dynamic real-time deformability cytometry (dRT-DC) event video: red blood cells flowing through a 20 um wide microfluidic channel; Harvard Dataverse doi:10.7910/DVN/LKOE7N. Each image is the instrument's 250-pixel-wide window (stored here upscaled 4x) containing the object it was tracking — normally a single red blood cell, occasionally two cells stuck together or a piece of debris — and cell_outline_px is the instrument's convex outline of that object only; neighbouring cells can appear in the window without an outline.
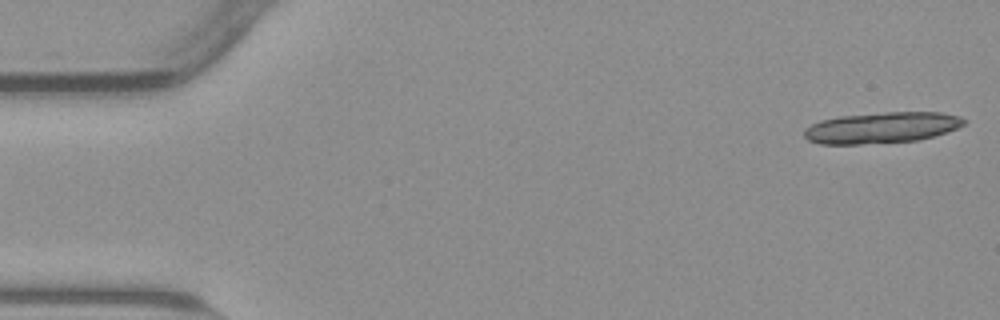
{"species": "common noctule bat (a hibernating species)", "species_latin": "Nyctalus noctula", "temperature_condition": "warm", "stored_images_in_passage": 18, "camera_frame_rate_fps": 3000, "um_per_image_px": 0.085, "animal": {"sex": "male", "body_mass_g": 23.1, "forearm_length_mm": 52.7}, "frame": {"image": 1, "passage_image": 1, "time_ms": 0.0, "image_size_px": [1000, 320], "cell_outline_px": [[968, 120], [964, 124], [948, 132], [936, 136], [916, 140], [860, 144], [820, 144], [808, 140], [804, 136], [804, 128], [820, 120], [840, 116], [884, 112], [940, 112], [960, 116]], "centroid_in_image_um": [74.95, 10.84], "position_along_channel_um": 10.0, "area_um2": 29.02}}